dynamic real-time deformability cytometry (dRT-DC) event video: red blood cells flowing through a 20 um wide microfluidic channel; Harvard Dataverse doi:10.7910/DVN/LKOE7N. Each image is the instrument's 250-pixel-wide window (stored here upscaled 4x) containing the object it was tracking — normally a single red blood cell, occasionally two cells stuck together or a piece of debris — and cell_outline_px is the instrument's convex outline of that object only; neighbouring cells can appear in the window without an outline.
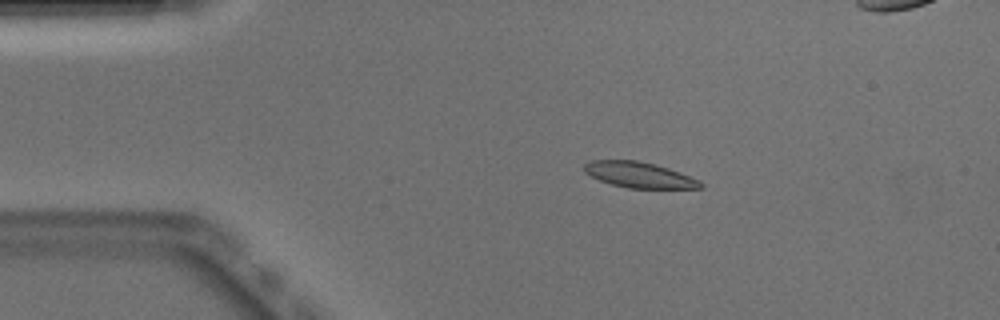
{"species": "Egyptian fruit bat (a non-hibernating species)", "species_latin": "Rousettus aegyptiacus", "temperature_condition": "warm", "stored_images_in_passage": 52, "camera_frame_rate_fps": 3000, "um_per_image_px": 0.085, "animal": {"sex": "male"}, "frame": {"image": 1, "passage_image": 9, "time_ms": 2.667, "image_size_px": [1000, 320], "cell_outline_px": [[704, 188], [628, 188], [612, 184], [600, 180], [584, 172], [584, 164], [592, 160], [636, 160], [656, 164], [680, 172], [700, 180], [704, 184]], "centroid_in_image_um": [54.37, 14.86], "position_along_channel_um": 30.6, "area_um2": 17.4}}
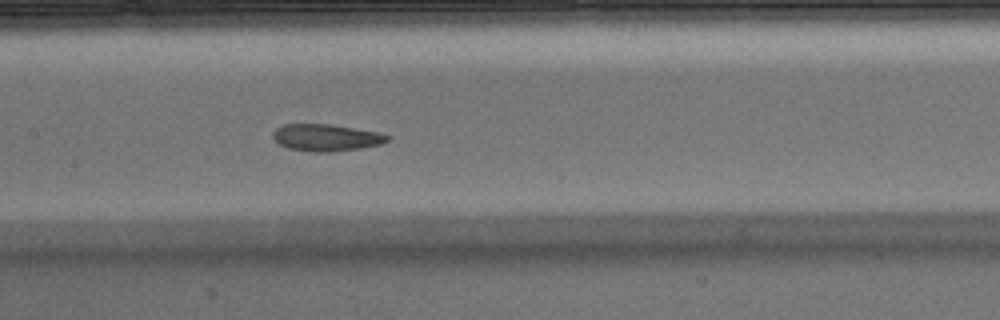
{"frame": {"image": 2, "passage_image": 24, "time_ms": 7.667, "image_size_px": [1000, 320], "cell_outline_px": [[392, 136], [388, 140], [380, 144], [360, 148], [332, 152], [312, 152], [288, 148], [280, 144], [272, 136], [272, 132], [276, 128], [284, 124], [328, 124], [380, 132]], "centroid_in_image_um": [27.73, 11.69], "position_along_channel_um": 179.7, "area_um2": 17.98}}
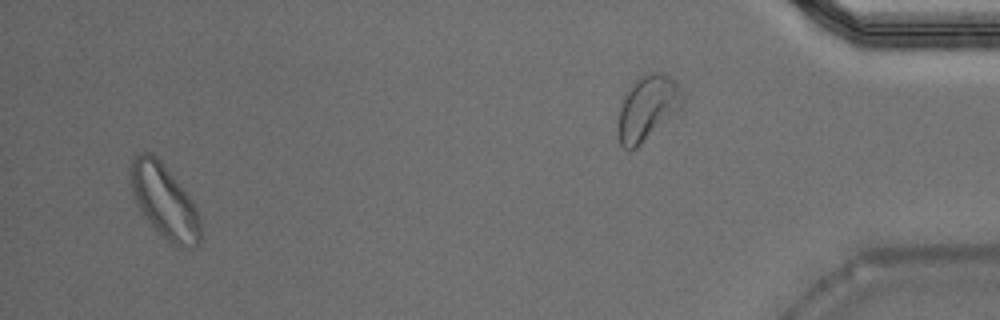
{"frame": {"image": 3, "passage_image": 49, "time_ms": 16.0, "image_size_px": [1000, 320], "cell_outline_px": [[200, 240], [196, 248], [176, 248], [144, 216], [132, 192], [128, 168], [132, 156], [136, 152], [152, 152], [160, 160], [192, 200], [196, 208], [200, 220]], "centroid_in_image_um": [13.95, 17.07], "position_along_channel_um": 421.2, "area_um2": 30.0}, "authors_computed_cell_mechanics": {"area_um2": 18.4671, "velocity_mm_per_s": 3.8805, "shape_relaxation_time_tau1_ms": 4.53, "shape_relaxation_time_tau2_ms": 1.789, "deformation_change_tau1": 0.1309, "deformation_change_tau2": 0.0769}}